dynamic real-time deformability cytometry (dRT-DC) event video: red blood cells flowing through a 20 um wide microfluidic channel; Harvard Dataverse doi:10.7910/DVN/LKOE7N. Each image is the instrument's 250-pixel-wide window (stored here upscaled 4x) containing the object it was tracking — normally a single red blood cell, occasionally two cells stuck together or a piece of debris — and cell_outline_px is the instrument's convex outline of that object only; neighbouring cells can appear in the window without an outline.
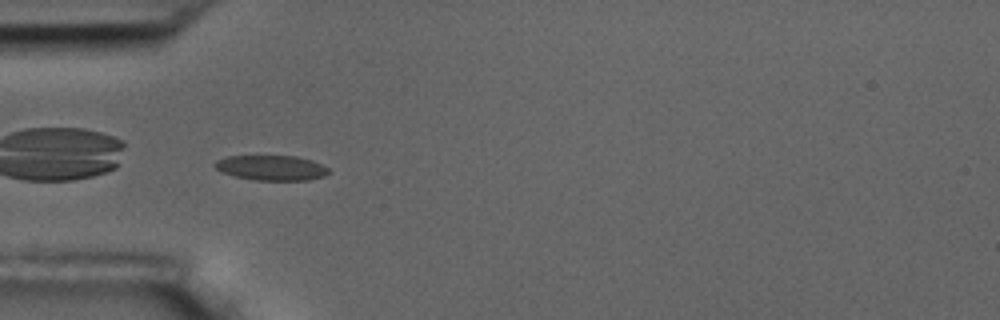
{"species": "common noctule bat (a hibernating species)", "species_latin": "Nyctalus noctula", "temperature_condition": "room temperature", "stored_images_in_passage": 40, "camera_frame_rate_fps": 3000, "um_per_image_px": 0.085, "animal": {"sex": "male", "body_mass_g": 17.5, "forearm_length_mm": 52.3}, "frame": {"image": 1, "passage_image": 1, "time_ms": 0.0, "image_size_px": [1000, 320], "cell_outline_px": [[328, 172], [324, 176], [308, 180], [252, 180], [236, 176], [224, 172], [216, 168], [212, 164], [216, 160], [228, 156], [296, 156], [312, 160], [328, 168]], "centroid_in_image_um": [23.06, 14.26], "position_along_channel_um": 61.9, "area_um2": 16.47}}
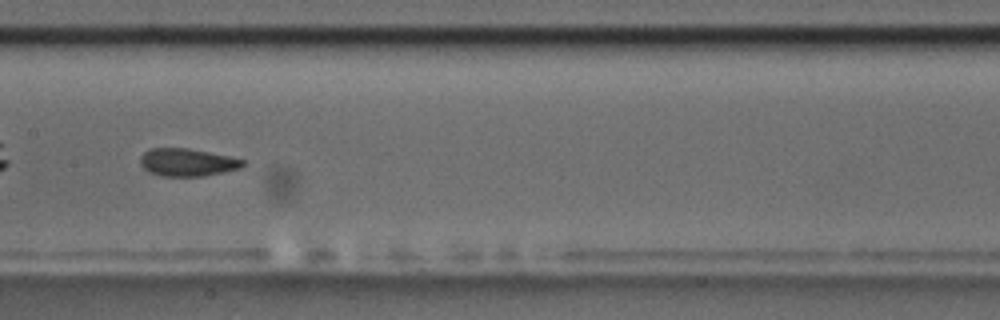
{"frame": {"image": 2, "passage_image": 12, "time_ms": 3.667, "image_size_px": [1000, 320], "cell_outline_px": [[248, 164], [240, 168], [224, 172], [204, 176], [160, 176], [148, 172], [140, 164], [140, 156], [144, 152], [152, 148], [188, 148], [228, 156], [244, 160]], "centroid_in_image_um": [15.92, 13.8], "position_along_channel_um": 191.5, "area_um2": 16.65}, "authors_computed_cell_mechanics": {"area_um2": 16.7042, "velocity_mm_per_s": 3.5914, "shape_relaxation_time_tau1_ms": 4.5941, "shape_relaxation_time_tau2_ms": 1.133, "deformation_change_tau1": 0.1147, "deformation_change_tau2": 0.072}}